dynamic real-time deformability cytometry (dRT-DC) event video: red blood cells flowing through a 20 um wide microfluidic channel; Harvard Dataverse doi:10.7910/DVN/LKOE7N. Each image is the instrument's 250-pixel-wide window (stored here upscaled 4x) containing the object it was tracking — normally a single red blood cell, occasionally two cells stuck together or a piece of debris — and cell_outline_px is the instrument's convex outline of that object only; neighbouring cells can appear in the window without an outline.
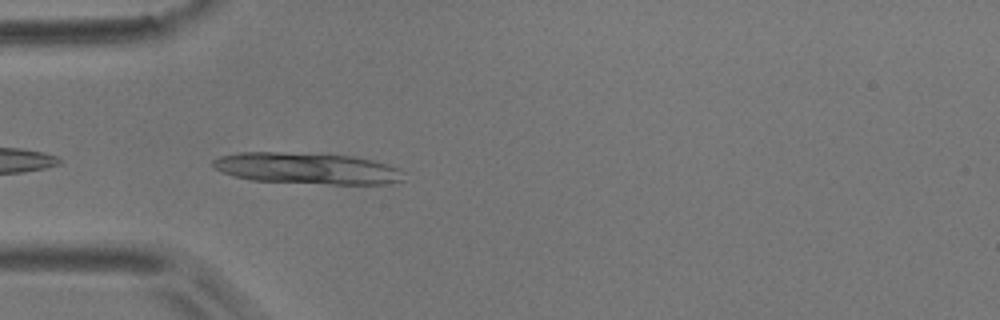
{"species": "common noctule bat (a hibernating species)", "species_latin": "Nyctalus noctula", "temperature_condition": "room temperature", "stored_images_in_passage": 10, "camera_frame_rate_fps": 3000, "um_per_image_px": 0.085, "animal": {"sex": "male", "body_mass_g": 17.9}, "frame": {"image": 1, "passage_image": 2, "time_ms": 0.333, "image_size_px": [1000, 320], "cell_outline_px": [[404, 180], [392, 184], [328, 184], [252, 180], [236, 176], [212, 168], [212, 160], [220, 156], [240, 152], [280, 152], [356, 156], [388, 164], [400, 168]], "centroid_in_image_um": [26.14, 14.31], "position_along_channel_um": 58.9, "area_um2": 34.91}}